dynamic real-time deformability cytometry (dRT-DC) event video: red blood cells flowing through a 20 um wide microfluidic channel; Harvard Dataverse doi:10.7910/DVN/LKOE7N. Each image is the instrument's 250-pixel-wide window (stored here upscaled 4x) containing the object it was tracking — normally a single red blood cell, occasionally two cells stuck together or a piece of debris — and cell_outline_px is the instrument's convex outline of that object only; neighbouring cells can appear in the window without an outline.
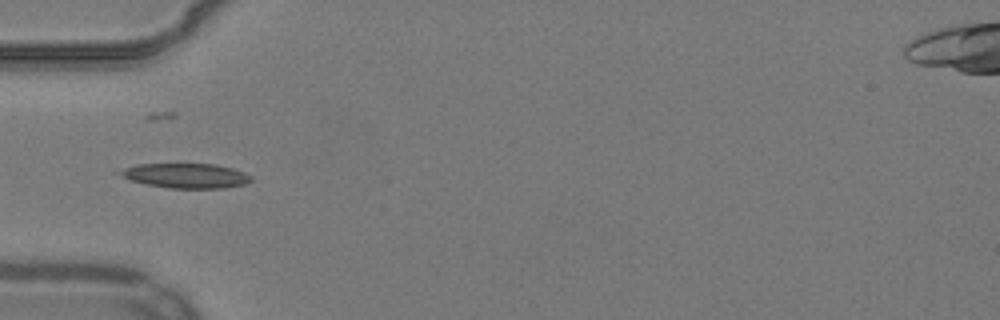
{"species": "common noctule bat (a hibernating species)", "species_latin": "Nyctalus noctula", "temperature_condition": "warm", "stored_images_in_passage": 37, "camera_frame_rate_fps": 3000, "um_per_image_px": 0.085, "animal": {"sex": "male", "body_mass_g": 19.2, "forearm_length_mm": 51.8}, "frame": {"image": 1, "passage_image": 1, "time_ms": 0.0, "image_size_px": [1000, 320], "cell_outline_px": [[252, 180], [244, 184], [224, 188], [168, 188], [148, 184], [132, 180], [112, 172], [136, 164], [216, 164], [232, 168], [244, 172], [252, 176]], "centroid_in_image_um": [15.78, 14.92], "position_along_channel_um": 69.2, "area_um2": 18.9}}
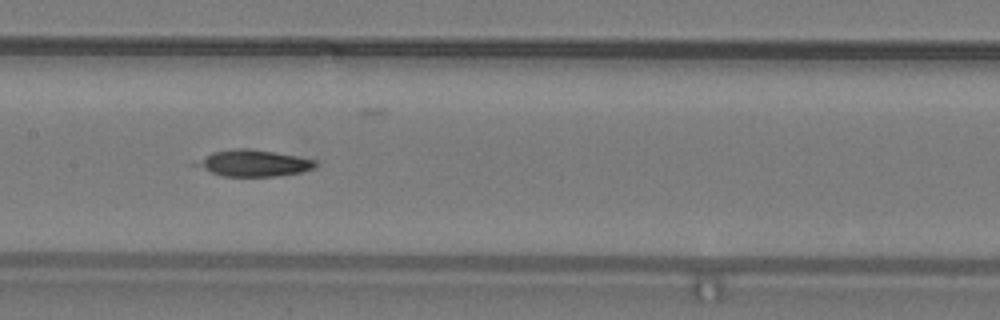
{"frame": {"image": 2, "passage_image": 10, "time_ms": 3.0, "image_size_px": [1000, 320], "cell_outline_px": [[316, 164], [312, 168], [300, 172], [276, 176], [220, 176], [188, 164], [212, 152], [236, 148], [248, 148], [296, 156], [316, 160]], "centroid_in_image_um": [21.43, 13.87], "position_along_channel_um": 186.0, "area_um2": 18.44}}
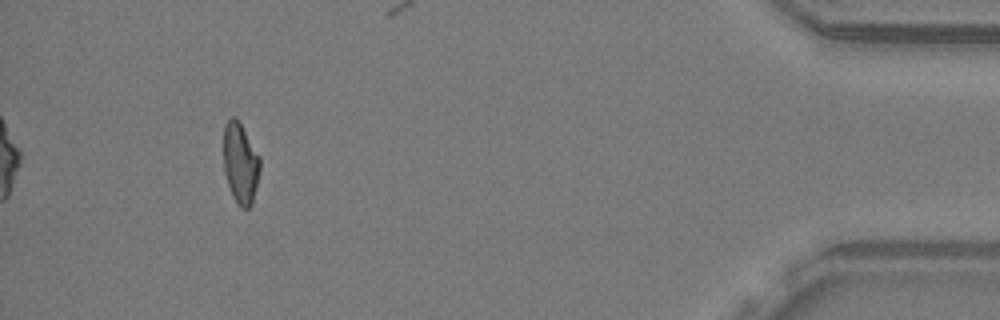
{"frame": {"image": 3, "passage_image": 33, "time_ms": 10.667, "image_size_px": [1000, 320], "cell_outline_px": [[260, 168], [256, 188], [252, 204], [248, 208], [240, 208], [232, 196], [224, 172], [224, 124], [232, 116], [236, 116], [260, 156]], "centroid_in_image_um": [20.44, 13.87], "position_along_channel_um": 414.8, "area_um2": 17.22}, "authors_computed_cell_mechanics": {"area_um2": 18.3226, "velocity_mm_per_s": 3.8544, "shape_relaxation_time_tau1_ms": 10.4969, "shape_relaxation_time_tau2_ms": 5.0714, "deformation_change_tau1": 0.2247, "deformation_change_tau2": 0.0405}}